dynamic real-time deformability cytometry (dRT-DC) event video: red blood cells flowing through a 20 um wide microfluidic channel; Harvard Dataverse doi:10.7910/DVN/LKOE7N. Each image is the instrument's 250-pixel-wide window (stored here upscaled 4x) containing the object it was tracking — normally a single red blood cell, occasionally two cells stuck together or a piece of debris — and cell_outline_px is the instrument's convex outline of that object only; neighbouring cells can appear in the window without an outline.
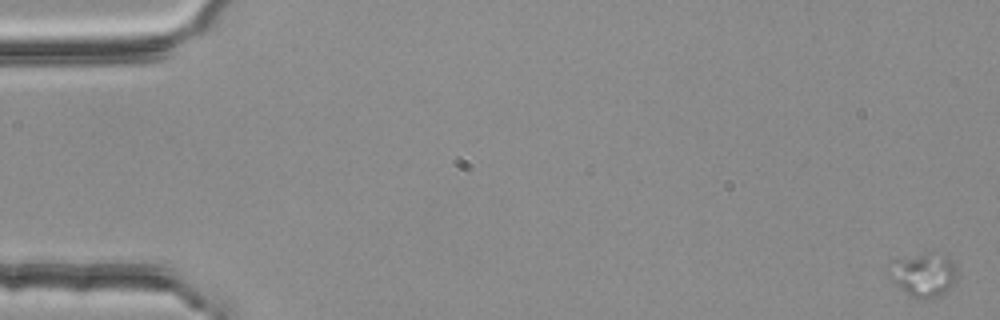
{"species": "common noctule bat (a hibernating species)", "species_latin": "Nyctalus noctula", "temperature_condition": "room temperature", "stored_images_in_passage": 5, "camera_frame_rate_fps": 3000, "um_per_image_px": 0.085, "animal": {"sex": "female", "body_mass_g": 25.1}, "frame": {"image": 1, "passage_image": 1, "time_ms": 0.0, "image_size_px": [1000, 320], "cell_outline_px": [[956, 280], [944, 292], [932, 300], [916, 300], [908, 296], [892, 280], [900, 264], [916, 256], [928, 252], [932, 252], [948, 260], [952, 264], [956, 272]], "centroid_in_image_um": [78.64, 23.5], "position_along_channel_um": 6.4, "area_um2": 15.66}}
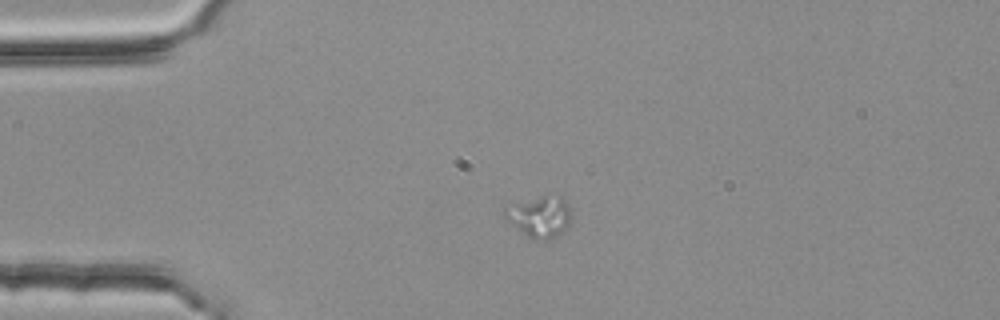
{"frame": {"image": 2, "passage_image": 4, "time_ms": 1.0, "image_size_px": [1000, 320], "cell_outline_px": [[568, 224], [556, 236], [548, 240], [532, 240], [516, 228], [504, 216], [504, 208], [544, 192], [552, 192], [560, 196], [568, 204]], "centroid_in_image_um": [45.84, 18.36], "position_along_channel_um": 39.2, "area_um2": 16.07}}